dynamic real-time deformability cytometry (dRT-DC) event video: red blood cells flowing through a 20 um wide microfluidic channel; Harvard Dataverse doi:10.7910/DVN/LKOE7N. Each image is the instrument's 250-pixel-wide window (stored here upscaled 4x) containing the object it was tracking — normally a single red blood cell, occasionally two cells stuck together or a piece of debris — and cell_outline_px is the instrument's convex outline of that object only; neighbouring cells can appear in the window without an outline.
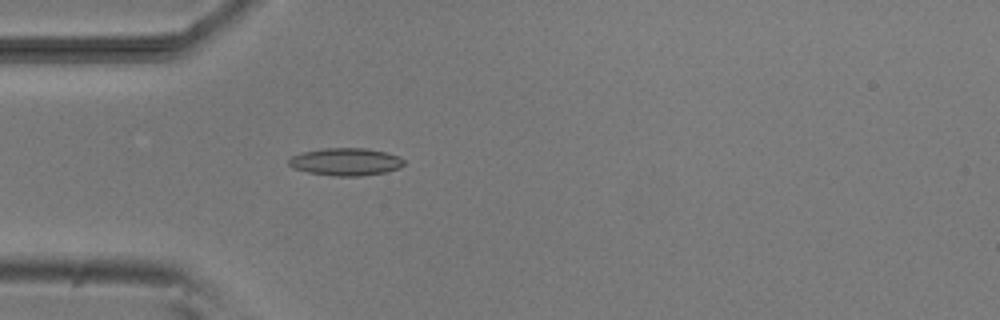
{"species": "common noctule bat (a hibernating species)", "species_latin": "Nyctalus noctula", "temperature_condition": "room temperature", "stored_images_in_passage": 4, "camera_frame_rate_fps": 3000, "um_per_image_px": 0.085, "animal": {"sex": "male", "body_mass_g": 20.5, "forearm_length_mm": 52.5}, "frame": {"image": 1, "passage_image": 4, "time_ms": 4.333, "image_size_px": [1000, 320], "cell_outline_px": [[404, 164], [400, 168], [384, 172], [360, 176], [336, 176], [308, 172], [296, 168], [288, 164], [288, 160], [292, 156], [304, 152], [324, 148], [364, 148], [384, 152], [400, 156], [404, 160]], "centroid_in_image_um": [29.41, 13.75], "position_along_channel_um": 55.6, "area_um2": 18.26}}